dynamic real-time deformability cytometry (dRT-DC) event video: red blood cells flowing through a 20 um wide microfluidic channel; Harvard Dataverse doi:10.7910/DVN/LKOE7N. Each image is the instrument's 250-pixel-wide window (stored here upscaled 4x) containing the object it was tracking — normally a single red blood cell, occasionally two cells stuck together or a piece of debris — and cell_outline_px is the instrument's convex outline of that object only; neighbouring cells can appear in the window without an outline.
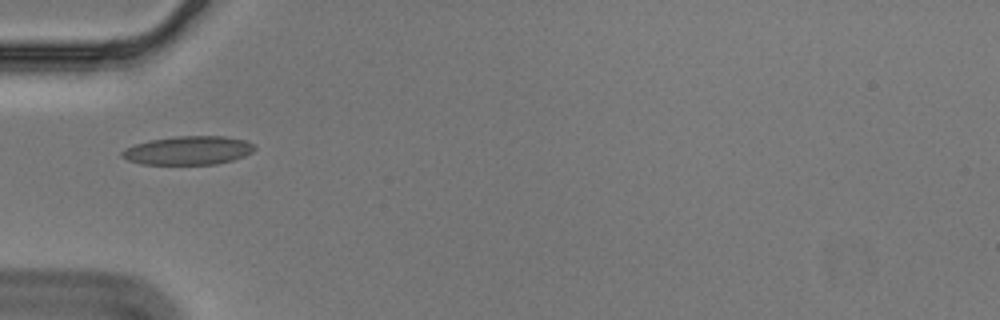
{"species": "Egyptian fruit bat (a non-hibernating species)", "species_latin": "Rousettus aegyptiacus", "temperature_condition": "cold", "stored_images_in_passage": 39, "camera_frame_rate_fps": 3000, "um_per_image_px": 0.085, "animal": {"sex": "male"}, "frame": {"image": 1, "passage_image": 1, "time_ms": 0.0, "image_size_px": [1000, 320], "cell_outline_px": [[256, 148], [252, 152], [244, 156], [232, 160], [216, 164], [140, 164], [128, 160], [120, 156], [120, 152], [124, 148], [148, 140], [176, 136], [224, 136], [244, 140], [252, 144]], "centroid_in_image_um": [15.96, 12.78], "position_along_channel_um": 69.0, "area_um2": 22.14}}
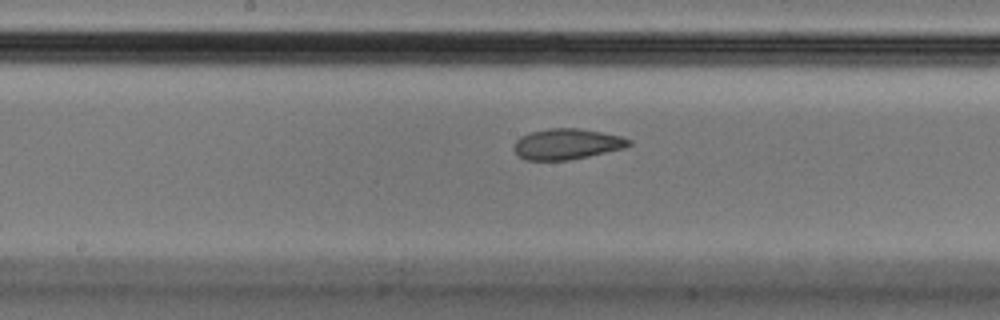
{"frame": {"image": 2, "passage_image": 12, "time_ms": 3.667, "image_size_px": [1000, 320], "cell_outline_px": [[632, 144], [624, 148], [588, 156], [568, 160], [524, 160], [512, 148], [512, 144], [520, 136], [528, 132], [548, 128], [580, 128], [620, 136], [632, 140]], "centroid_in_image_um": [48.14, 12.23], "position_along_channel_um": 200.1, "area_um2": 20.69}}
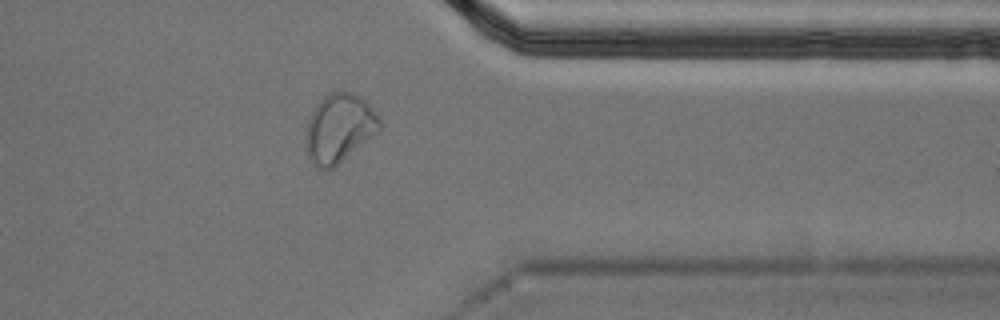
{"frame": {"image": 3, "passage_image": 28, "time_ms": 9.0, "image_size_px": [1000, 320], "cell_outline_px": [[380, 128], [376, 132], [332, 168], [320, 168], [308, 160], [304, 144], [304, 136], [308, 116], [316, 104], [324, 96], [332, 92], [344, 88], [360, 96], [376, 112], [380, 120]], "centroid_in_image_um": [28.76, 10.84], "position_along_channel_um": 382.6, "area_um2": 29.59}, "authors_computed_cell_mechanics": {"area_um2": 21.3282, "velocity_mm_per_s": 3.5579, "shape_relaxation_time_tau1_ms": null, "shape_relaxation_time_tau2_ms": 2.499, "deformation_change_tau1": null, "deformation_change_tau2": 0.0654}}